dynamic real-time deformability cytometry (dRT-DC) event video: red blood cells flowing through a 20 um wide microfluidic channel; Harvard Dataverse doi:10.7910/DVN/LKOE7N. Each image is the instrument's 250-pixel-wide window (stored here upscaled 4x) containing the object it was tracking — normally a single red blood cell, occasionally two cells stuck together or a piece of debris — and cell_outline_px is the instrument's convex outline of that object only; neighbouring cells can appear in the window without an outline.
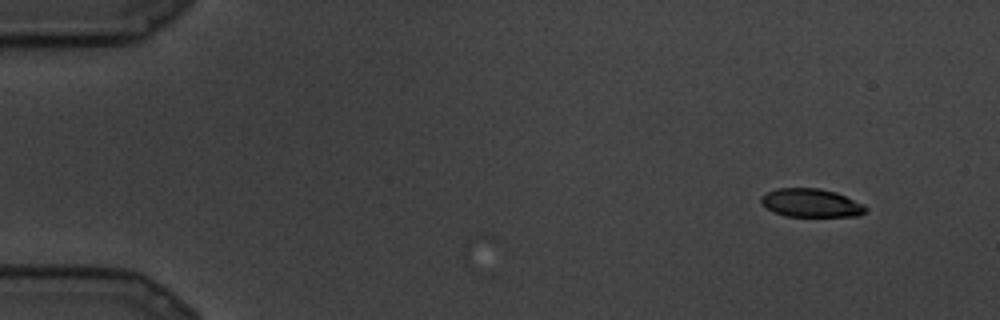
{"species": "common noctule bat (a hibernating species)", "species_latin": "Nyctalus noctula", "temperature_condition": "cold", "stored_images_in_passage": 3, "camera_frame_rate_fps": 3000, "um_per_image_px": 0.085, "animal": {"sex": "male", "body_mass_g": 19.5, "forearm_length_mm": 54.6}, "frame": {"image": 1, "passage_image": 1, "time_ms": 0.0, "image_size_px": [1000, 320], "cell_outline_px": [[868, 208], [860, 216], [784, 216], [760, 204], [760, 196], [776, 188], [820, 188], [836, 192], [864, 204]], "centroid_in_image_um": [68.94, 17.24], "position_along_channel_um": 16.1, "area_um2": 17.34}}